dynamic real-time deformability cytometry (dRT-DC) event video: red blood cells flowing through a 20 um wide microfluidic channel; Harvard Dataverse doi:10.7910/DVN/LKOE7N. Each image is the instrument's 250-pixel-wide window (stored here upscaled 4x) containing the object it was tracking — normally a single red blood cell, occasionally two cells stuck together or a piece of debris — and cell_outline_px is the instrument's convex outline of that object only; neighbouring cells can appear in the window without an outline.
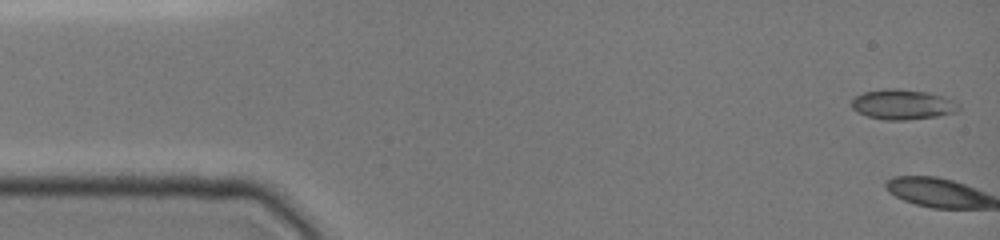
{"species": "common noctule bat (a hibernating species)", "species_latin": "Nyctalus noctula", "temperature_condition": "cold", "stored_images_in_passage": 14, "camera_frame_rate_fps": 3000, "um_per_image_px": 0.085, "animal": {"sex": "female", "body_mass_g": 19.0, "forearm_length_mm": 51.5}, "frame": {"image": 1, "passage_image": 1, "time_ms": 0.0, "image_size_px": [1000, 240], "cell_outline_px": [[960, 108], [956, 112], [936, 116], [904, 120], [884, 120], [868, 116], [852, 108], [852, 100], [856, 96], [864, 92], [884, 88], [896, 88], [928, 92], [956, 100], [960, 104]], "centroid_in_image_um": [76.76, 8.87], "position_along_channel_um": 8.2, "area_um2": 18.79}}
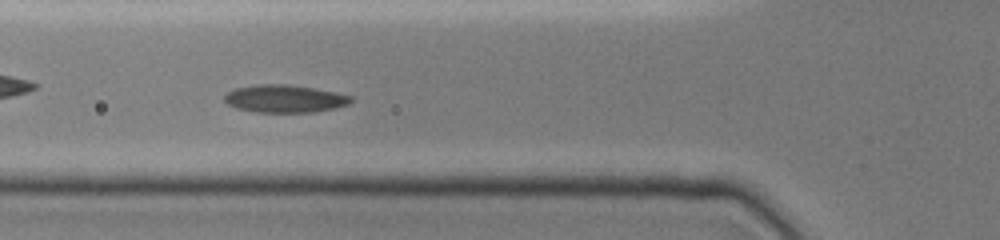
{"frame": {"image": 2, "passage_image": 12, "time_ms": 6.0, "image_size_px": [1000, 240], "cell_outline_px": [[352, 100], [348, 104], [336, 108], [312, 112], [256, 112], [236, 108], [228, 104], [224, 100], [224, 96], [228, 92], [236, 88], [256, 84], [288, 84], [336, 92], [352, 96]], "centroid_in_image_um": [24.19, 8.39], "position_along_channel_um": 101.6, "area_um2": 20.35}}
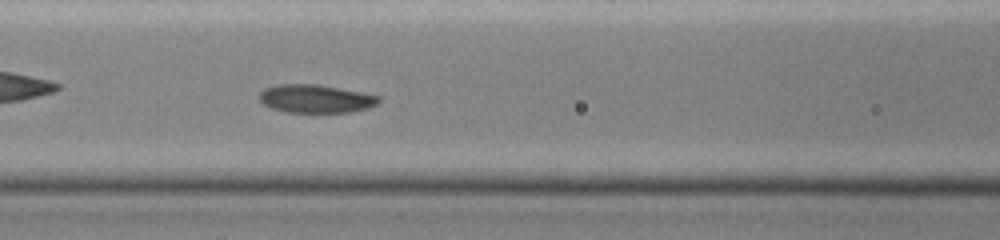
{"frame": {"image": 3, "passage_image": 14, "time_ms": 7.0, "image_size_px": [1000, 240], "cell_outline_px": [[380, 100], [376, 104], [368, 108], [352, 112], [288, 112], [272, 108], [264, 104], [256, 96], [264, 88], [276, 84], [316, 84], [360, 92], [380, 96]], "centroid_in_image_um": [26.79, 8.38], "position_along_channel_um": 139.8, "area_um2": 19.59}}